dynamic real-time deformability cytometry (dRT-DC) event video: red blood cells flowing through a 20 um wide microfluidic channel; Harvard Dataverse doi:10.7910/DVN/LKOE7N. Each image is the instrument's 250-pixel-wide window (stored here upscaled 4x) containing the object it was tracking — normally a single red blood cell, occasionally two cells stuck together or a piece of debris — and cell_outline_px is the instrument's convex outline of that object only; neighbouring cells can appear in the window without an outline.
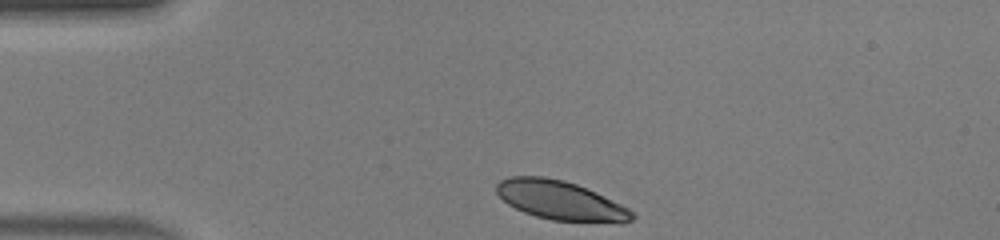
{"species": "human", "species_latin": "Homo sapiens", "temperature_condition": "warm", "stored_images_in_passage": 31, "camera_frame_rate_fps": 3000, "um_per_image_px": 0.085, "donor": {"sex": "male"}, "frame": {"image": 1, "passage_image": 1, "time_ms": 0.0, "image_size_px": [1000, 240], "cell_outline_px": [[636, 216], [632, 220], [620, 224], [552, 220], [536, 216], [524, 212], [508, 204], [496, 192], [496, 184], [500, 180], [508, 176], [544, 176], [564, 180], [576, 184], [596, 192], [628, 208]], "centroid_in_image_um": [47.66, 17.05], "position_along_channel_um": 37.3, "area_um2": 31.1}}
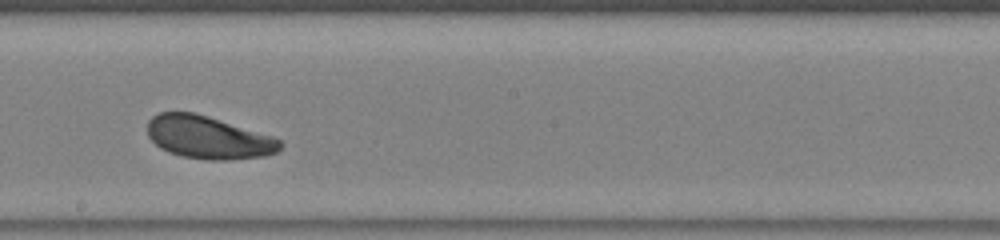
{"frame": {"image": 2, "passage_image": 18, "time_ms": 5.667, "image_size_px": [1000, 240], "cell_outline_px": [[284, 144], [276, 152], [264, 156], [228, 160], [204, 160], [184, 156], [168, 152], [160, 148], [148, 136], [148, 120], [152, 116], [160, 112], [196, 112], [272, 136], [280, 140]], "centroid_in_image_um": [17.69, 11.68], "position_along_channel_um": 230.5, "area_um2": 33.06}}
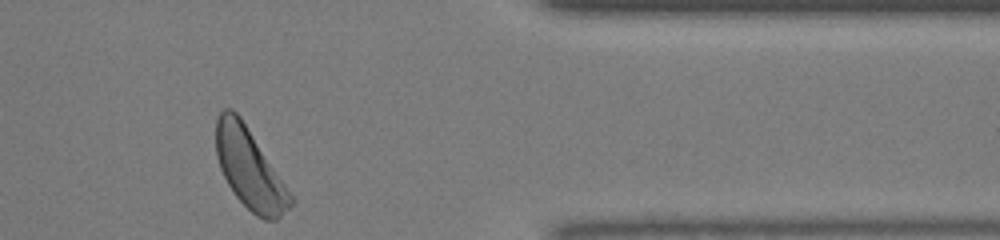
{"frame": {"image": 3, "passage_image": 31, "time_ms": 10.0, "image_size_px": [1000, 240], "cell_outline_px": [[296, 200], [276, 220], [264, 220], [256, 216], [236, 196], [228, 184], [220, 168], [216, 156], [216, 116], [224, 108], [232, 108], [240, 116]], "centroid_in_image_um": [21.21, 14.33], "position_along_channel_um": 390.2, "area_um2": 34.51}, "authors_computed_cell_mechanics": {"area_um2": 33.5818, "velocity_mm_per_s": 4.1524, "shape_relaxation_time_tau1_ms": 1.6005, "shape_relaxation_time_tau2_ms": 7.2328, "deformation_change_tau1": 0.0921, "deformation_change_tau2": 0.151}}